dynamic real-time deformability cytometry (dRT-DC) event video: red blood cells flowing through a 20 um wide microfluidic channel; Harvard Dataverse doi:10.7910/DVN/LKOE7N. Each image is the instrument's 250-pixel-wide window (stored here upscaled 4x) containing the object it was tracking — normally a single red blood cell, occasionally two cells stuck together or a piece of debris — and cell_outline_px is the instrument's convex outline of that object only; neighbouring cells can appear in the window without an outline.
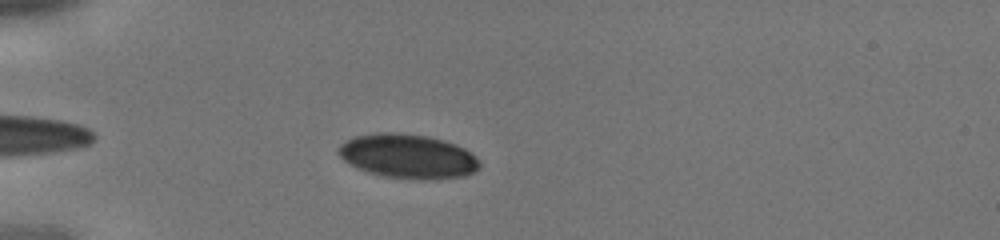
{"species": "human", "species_latin": "Homo sapiens", "temperature_condition": "cold", "stored_images_in_passage": 6, "camera_frame_rate_fps": 3000, "um_per_image_px": 0.085, "donor": {"sex": "male"}, "frame": {"image": 1, "passage_image": 3, "time_ms": 0.667, "image_size_px": [1000, 240], "cell_outline_px": [[480, 168], [476, 172], [464, 176], [432, 180], [416, 180], [380, 176], [356, 168], [344, 160], [336, 152], [340, 144], [356, 136], [380, 132], [396, 132], [428, 136], [444, 140], [456, 144], [464, 148], [476, 156], [480, 160]], "centroid_in_image_um": [34.7, 13.3], "position_along_channel_um": 50.3, "area_um2": 36.93}}
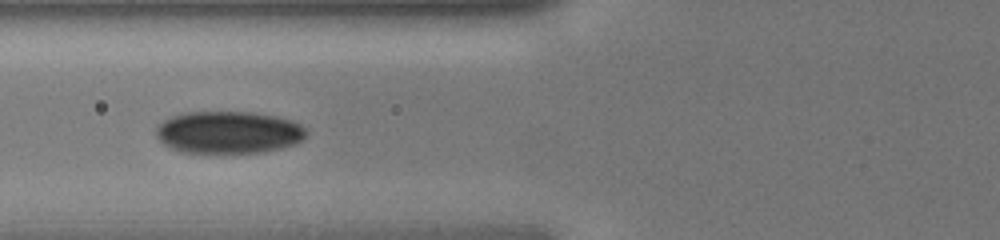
{"frame": {"image": 2, "passage_image": 5, "time_ms": 1.333, "image_size_px": [1000, 240], "cell_outline_px": [[308, 132], [304, 140], [296, 144], [284, 148], [264, 152], [180, 152], [168, 148], [156, 136], [156, 124], [168, 116], [184, 112], [252, 112], [276, 116], [292, 120], [300, 124]], "centroid_in_image_um": [19.41, 11.24], "position_along_channel_um": 106.4, "area_um2": 37.57}}
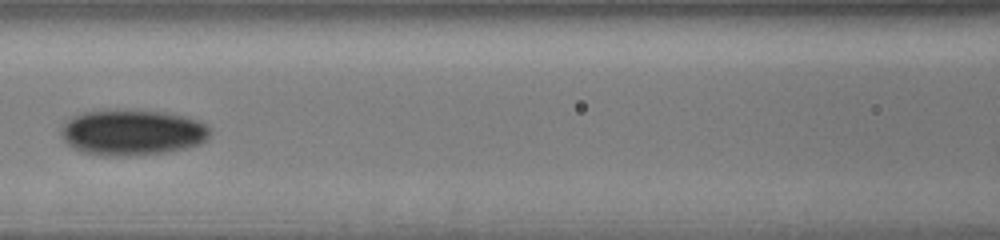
{"frame": {"image": 3, "passage_image": 6, "time_ms": 1.667, "image_size_px": [1000, 240], "cell_outline_px": [[212, 132], [200, 144], [188, 148], [168, 152], [136, 156], [104, 156], [80, 152], [72, 148], [60, 136], [60, 124], [72, 116], [84, 112], [100, 108], [116, 108], [164, 112], [184, 116], [196, 120], [204, 124]], "centroid_in_image_um": [11.16, 11.24], "position_along_channel_um": 155.4, "area_um2": 40.86}}